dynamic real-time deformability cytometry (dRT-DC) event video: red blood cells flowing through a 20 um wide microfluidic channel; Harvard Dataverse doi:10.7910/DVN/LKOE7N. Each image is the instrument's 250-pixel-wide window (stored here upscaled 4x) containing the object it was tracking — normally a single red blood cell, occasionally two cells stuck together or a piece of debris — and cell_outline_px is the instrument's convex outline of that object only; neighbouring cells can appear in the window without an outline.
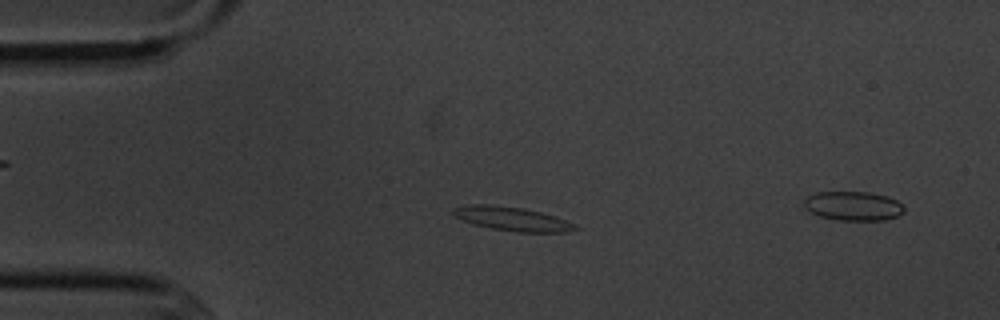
{"species": "common noctule bat (a hibernating species)", "species_latin": "Nyctalus noctula", "temperature_condition": "cold", "stored_images_in_passage": 4, "camera_frame_rate_fps": 3000, "um_per_image_px": 0.085, "animal": {"sex": "male", "body_mass_g": 20.1, "forearm_length_mm": 53.5}, "frame": {"image": 1, "passage_image": 3, "time_ms": 2.333, "image_size_px": [1000, 320], "cell_outline_px": [[580, 228], [564, 232], [516, 232], [492, 228], [472, 224], [452, 216], [452, 208], [468, 204], [488, 204], [524, 208], [556, 216]], "centroid_in_image_um": [43.45, 18.59], "position_along_channel_um": 41.6, "area_um2": 16.99}}